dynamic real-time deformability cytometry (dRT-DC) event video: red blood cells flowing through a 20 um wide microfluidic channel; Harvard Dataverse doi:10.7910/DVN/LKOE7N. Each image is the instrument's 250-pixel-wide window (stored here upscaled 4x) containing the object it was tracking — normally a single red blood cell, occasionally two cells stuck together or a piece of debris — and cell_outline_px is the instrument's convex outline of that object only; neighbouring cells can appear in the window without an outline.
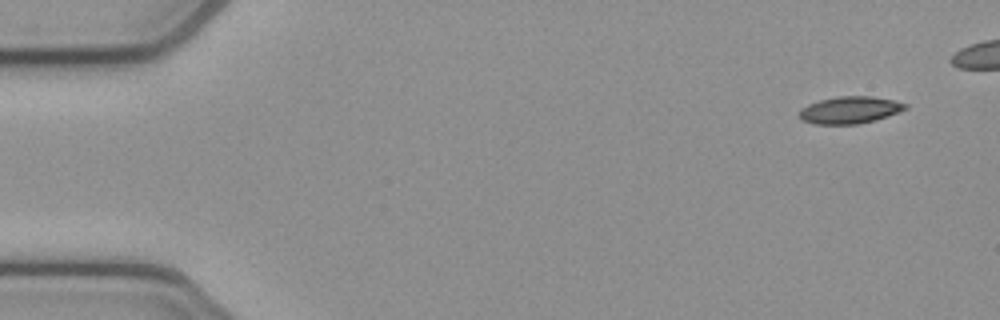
{"species": "common noctule bat (a hibernating species)", "species_latin": "Nyctalus noctula", "temperature_condition": "cold", "stored_images_in_passage": 44, "camera_frame_rate_fps": 3000, "um_per_image_px": 0.085, "animal": {"sex": "female", "body_mass_g": 21.9}, "frame": {"image": 1, "passage_image": 1, "time_ms": 0.0, "image_size_px": [1000, 320], "cell_outline_px": [[908, 108], [900, 112], [876, 120], [860, 124], [812, 124], [800, 120], [800, 108], [808, 104], [820, 100], [836, 96], [872, 96], [892, 100], [908, 104]], "centroid_in_image_um": [72.24, 9.35], "position_along_channel_um": 12.8, "area_um2": 16.94}}
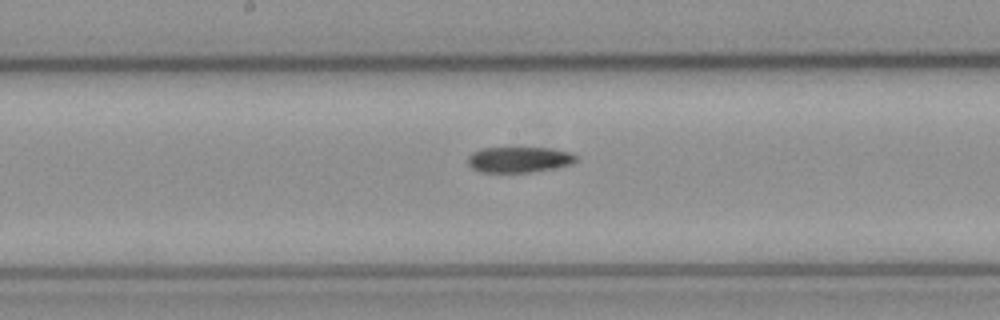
{"frame": {"image": 2, "passage_image": 25, "time_ms": 8.0, "image_size_px": [1000, 320], "cell_outline_px": [[576, 160], [572, 164], [532, 172], [480, 172], [472, 168], [468, 164], [468, 156], [472, 152], [484, 148], [548, 148], [572, 152], [576, 156]], "centroid_in_image_um": [44.11, 13.56], "position_along_channel_um": 204.1, "area_um2": 16.13}}
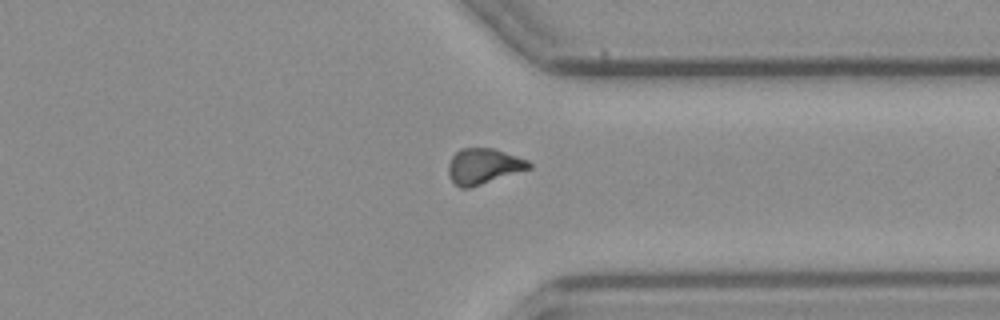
{"frame": {"image": 3, "passage_image": 38, "time_ms": 12.333, "image_size_px": [1000, 320], "cell_outline_px": [[532, 168], [468, 188], [460, 188], [448, 176], [448, 164], [452, 156], [460, 148], [492, 148], [528, 160], [532, 164]], "centroid_in_image_um": [41.08, 14.12], "position_along_channel_um": 370.3, "area_um2": 16.59}}